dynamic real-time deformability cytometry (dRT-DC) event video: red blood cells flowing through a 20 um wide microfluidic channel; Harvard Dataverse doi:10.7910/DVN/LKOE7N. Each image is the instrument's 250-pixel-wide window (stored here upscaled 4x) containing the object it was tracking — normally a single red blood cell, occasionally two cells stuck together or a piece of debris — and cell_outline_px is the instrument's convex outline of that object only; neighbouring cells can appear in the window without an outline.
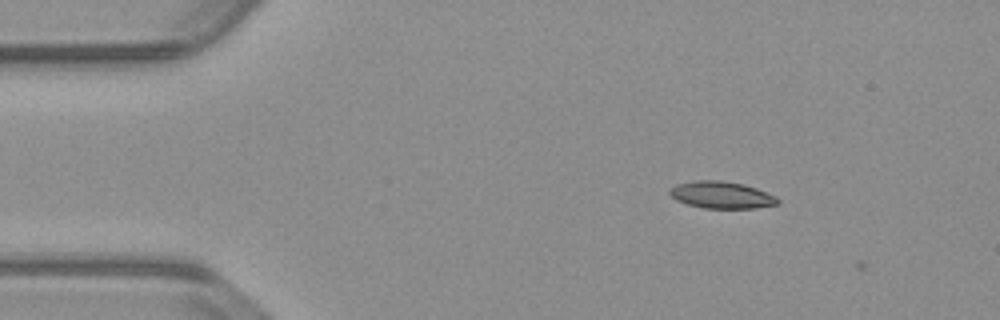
{"species": "common noctule bat (a hibernating species)", "species_latin": "Nyctalus noctula", "temperature_condition": "warm", "stored_images_in_passage": 4, "camera_frame_rate_fps": 3000, "um_per_image_px": 0.085, "animal": {"sex": "male", "body_mass_g": 23.1, "forearm_length_mm": 52.7}, "frame": {"image": 1, "passage_image": 3, "time_ms": 0.667, "image_size_px": [1000, 320], "cell_outline_px": [[780, 204], [756, 208], [704, 208], [688, 204], [676, 200], [668, 192], [668, 188], [676, 184], [696, 180], [720, 180], [744, 184], [756, 188], [776, 196], [780, 200]], "centroid_in_image_um": [61.33, 16.57], "position_along_channel_um": 23.7, "area_um2": 17.11}}